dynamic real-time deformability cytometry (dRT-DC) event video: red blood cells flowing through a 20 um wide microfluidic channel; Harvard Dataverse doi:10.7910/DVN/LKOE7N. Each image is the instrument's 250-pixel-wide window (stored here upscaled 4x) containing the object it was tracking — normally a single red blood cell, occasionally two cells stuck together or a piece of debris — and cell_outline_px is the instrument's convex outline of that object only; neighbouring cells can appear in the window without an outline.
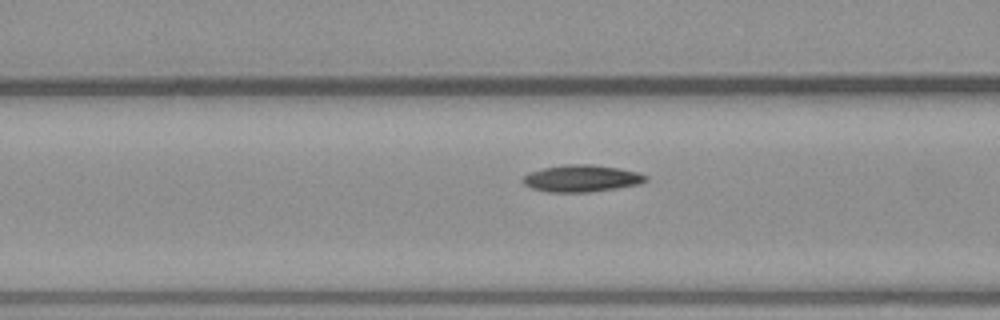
{"species": "common noctule bat (a hibernating species)", "species_latin": "Nyctalus noctula", "temperature_condition": "warm", "stored_images_in_passage": 8, "camera_frame_rate_fps": 3000, "um_per_image_px": 0.085, "animal": {"sex": "male", "body_mass_g": 23.1, "forearm_length_mm": 52.7}, "frame": {"image": 1, "passage_image": 7, "time_ms": 2.0, "image_size_px": [1000, 320], "cell_outline_px": [[648, 180], [640, 184], [616, 188], [588, 192], [548, 192], [532, 188], [524, 184], [520, 180], [528, 172], [544, 168], [564, 164], [592, 164], [620, 168], [640, 172], [648, 176]], "centroid_in_image_um": [49.45, 15.15], "position_along_channel_um": 117.2, "area_um2": 19.48}}